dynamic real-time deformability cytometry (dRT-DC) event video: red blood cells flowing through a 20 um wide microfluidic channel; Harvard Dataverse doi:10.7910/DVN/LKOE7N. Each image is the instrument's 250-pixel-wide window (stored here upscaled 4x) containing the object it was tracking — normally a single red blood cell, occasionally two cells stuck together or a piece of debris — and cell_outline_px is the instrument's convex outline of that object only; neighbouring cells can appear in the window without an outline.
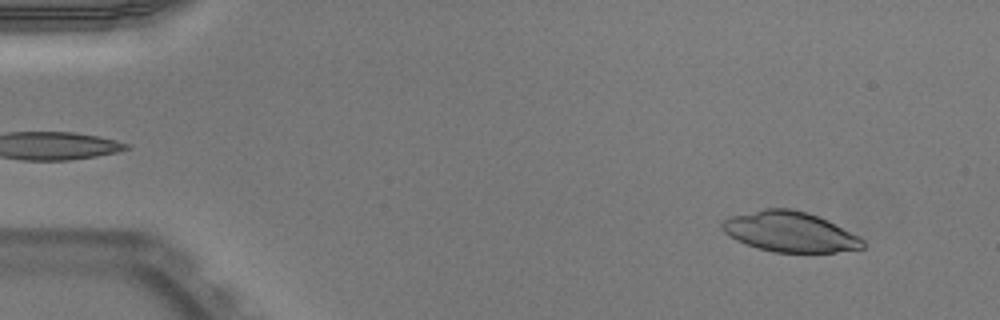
{"species": "Egyptian fruit bat (a non-hibernating species)", "species_latin": "Rousettus aegyptiacus", "temperature_condition": "warm", "stored_images_in_passage": 51, "camera_frame_rate_fps": 3000, "um_per_image_px": 0.085, "animal": {"sex": "male"}, "frame": {"image": 1, "passage_image": 4, "time_ms": 1.0, "image_size_px": [1000, 320], "cell_outline_px": [[864, 248], [836, 252], [772, 252], [756, 248], [736, 240], [724, 232], [720, 228], [720, 224], [728, 216], [764, 208], [792, 208], [808, 212], [828, 220], [864, 240]], "centroid_in_image_um": [67.09, 19.69], "position_along_channel_um": 17.9, "area_um2": 33.12}}
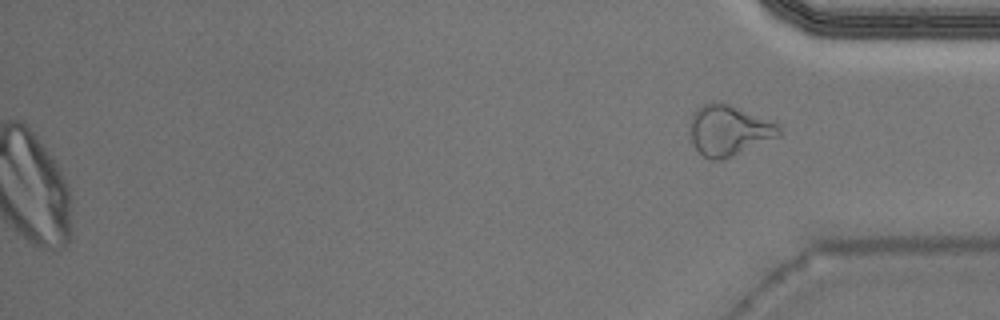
{"frame": {"image": 2, "passage_image": 51, "time_ms": 16.667, "image_size_px": [1000, 320], "cell_outline_px": [[780, 136], [732, 156], [720, 160], [712, 160], [704, 156], [692, 144], [688, 132], [692, 116], [696, 108], [712, 100], [716, 100], [728, 104], [772, 120], [780, 128]], "centroid_in_image_um": [61.92, 11.06], "position_along_channel_um": 373.3, "area_um2": 26.36}}